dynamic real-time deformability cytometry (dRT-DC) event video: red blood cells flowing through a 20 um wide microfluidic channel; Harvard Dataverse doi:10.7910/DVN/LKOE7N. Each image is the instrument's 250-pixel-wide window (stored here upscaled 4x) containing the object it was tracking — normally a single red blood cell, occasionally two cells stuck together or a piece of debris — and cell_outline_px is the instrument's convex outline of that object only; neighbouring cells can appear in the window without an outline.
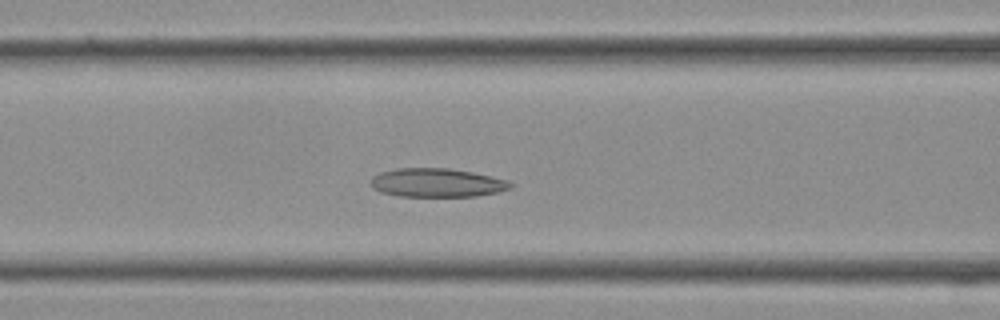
{"species": "Egyptian fruit bat (a non-hibernating species)", "species_latin": "Rousettus aegyptiacus", "temperature_condition": "cold", "stored_images_in_passage": 36, "camera_frame_rate_fps": 3000, "um_per_image_px": 0.085, "frame": {"image": 1, "passage_image": 14, "time_ms": 4.333, "image_size_px": [1000, 320], "cell_outline_px": [[512, 188], [500, 192], [476, 196], [400, 196], [380, 192], [372, 188], [372, 176], [380, 172], [396, 168], [448, 168], [472, 172], [508, 180], [512, 184]], "centroid_in_image_um": [37.14, 15.53], "position_along_channel_um": 129.5, "area_um2": 23.41}}
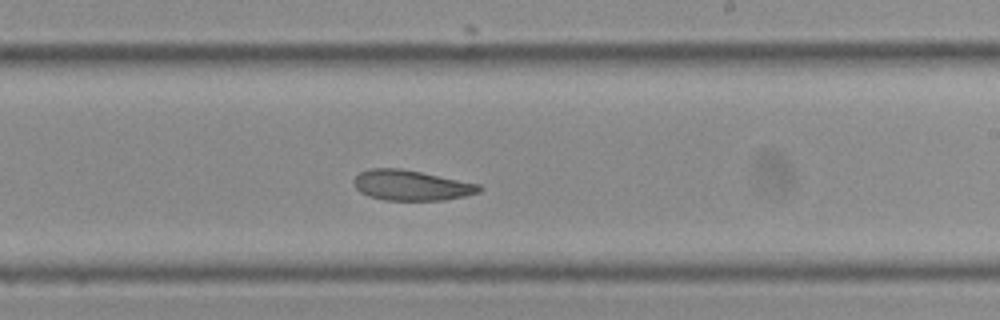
{"frame": {"image": 2, "passage_image": 21, "time_ms": 6.667, "image_size_px": [1000, 320], "cell_outline_px": [[484, 188], [480, 192], [464, 196], [444, 200], [384, 200], [368, 196], [360, 192], [352, 184], [352, 180], [360, 172], [368, 168], [400, 168], [480, 184]], "centroid_in_image_um": [34.93, 15.75], "position_along_channel_um": 254.1, "area_um2": 22.25}}
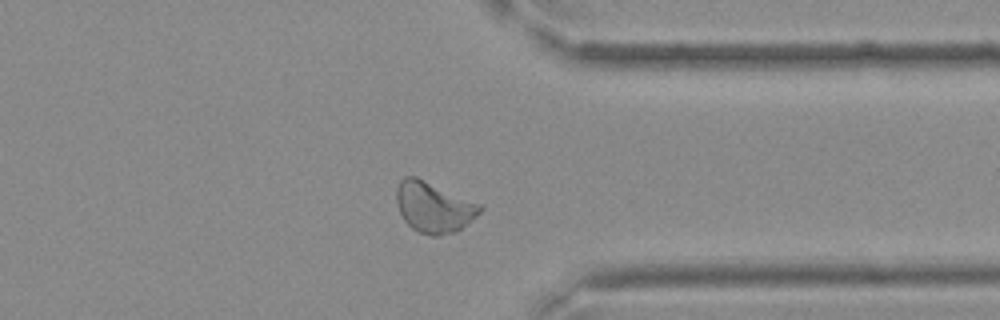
{"frame": {"image": 3, "passage_image": 28, "time_ms": 9.0, "image_size_px": [1000, 320], "cell_outline_px": [[484, 208], [476, 216], [460, 228], [452, 232], [436, 236], [432, 236], [420, 232], [412, 228], [404, 220], [400, 212], [396, 200], [396, 188], [400, 180], [404, 176], [416, 176], [480, 204]], "centroid_in_image_um": [36.83, 17.59], "position_along_channel_um": 374.6, "area_um2": 24.28}}